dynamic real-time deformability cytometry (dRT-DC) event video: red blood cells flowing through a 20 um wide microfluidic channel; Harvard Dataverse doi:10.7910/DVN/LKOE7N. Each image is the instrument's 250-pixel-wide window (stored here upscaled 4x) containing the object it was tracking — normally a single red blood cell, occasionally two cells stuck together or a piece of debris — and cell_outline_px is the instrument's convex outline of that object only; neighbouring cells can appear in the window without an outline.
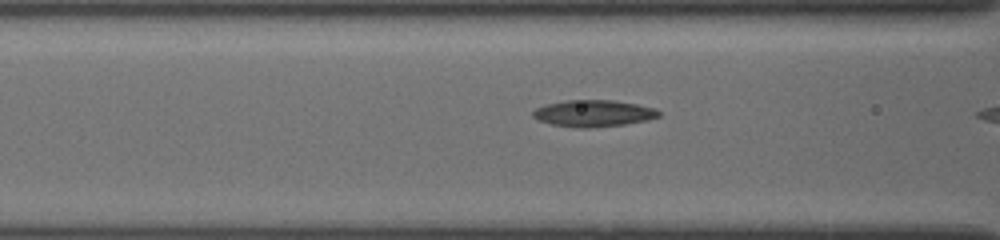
{"species": "common noctule bat (a hibernating species)", "species_latin": "Nyctalus noctula", "temperature_condition": "cold", "stored_images_in_passage": 9, "camera_frame_rate_fps": 3000, "um_per_image_px": 0.085, "animal": {"sex": "female", "body_mass_g": 19.5, "forearm_length_mm": 54.1}, "frame": {"image": 1, "passage_image": 7, "time_ms": 1.333, "image_size_px": [1000, 240], "cell_outline_px": [[660, 116], [644, 120], [624, 124], [592, 128], [576, 128], [552, 124], [540, 120], [532, 116], [532, 112], [536, 108], [544, 104], [564, 100], [612, 100], [636, 104], [656, 108], [660, 112]], "centroid_in_image_um": [50.41, 9.63], "position_along_channel_um": 116.2, "area_um2": 19.54}}